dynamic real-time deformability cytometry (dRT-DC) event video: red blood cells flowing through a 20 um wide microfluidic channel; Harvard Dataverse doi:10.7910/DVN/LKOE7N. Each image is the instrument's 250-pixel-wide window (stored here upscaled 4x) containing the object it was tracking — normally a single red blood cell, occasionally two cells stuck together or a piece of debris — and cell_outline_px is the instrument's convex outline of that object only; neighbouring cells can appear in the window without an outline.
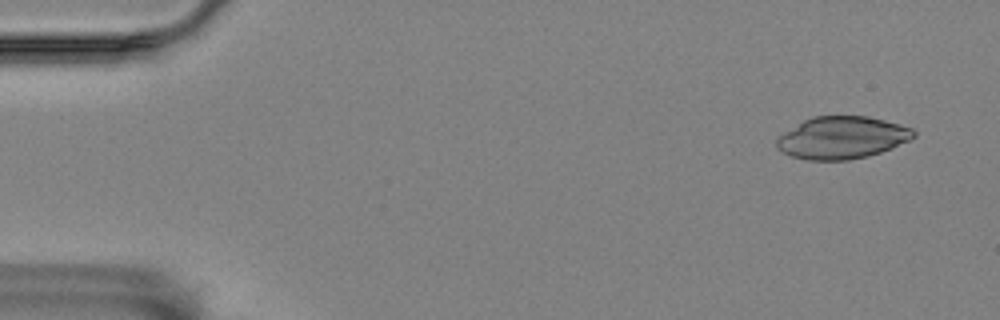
{"species": "Egyptian fruit bat (a non-hibernating species)", "species_latin": "Rousettus aegyptiacus", "temperature_condition": "room temperature", "stored_images_in_passage": 6, "camera_frame_rate_fps": 3000, "um_per_image_px": 0.085, "animal": {"sex": "female"}, "frame": {"image": 1, "passage_image": 1, "time_ms": 0.0, "image_size_px": [1000, 320], "cell_outline_px": [[916, 136], [912, 140], [892, 148], [868, 156], [848, 160], [808, 160], [792, 156], [780, 152], [776, 148], [776, 140], [784, 132], [804, 120], [812, 116], [868, 116], [900, 124], [912, 128], [916, 132]], "centroid_in_image_um": [71.59, 11.7], "position_along_channel_um": 13.4, "area_um2": 33.93}}